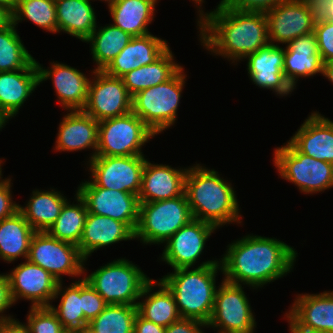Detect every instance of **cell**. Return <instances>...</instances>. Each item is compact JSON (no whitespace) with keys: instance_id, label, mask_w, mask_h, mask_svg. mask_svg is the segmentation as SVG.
Here are the masks:
<instances>
[{"instance_id":"obj_1","label":"cell","mask_w":333,"mask_h":333,"mask_svg":"<svg viewBox=\"0 0 333 333\" xmlns=\"http://www.w3.org/2000/svg\"><path fill=\"white\" fill-rule=\"evenodd\" d=\"M226 247L219 259L223 280L254 290L287 276L298 256L294 247L279 239L253 234Z\"/></svg>"},{"instance_id":"obj_2","label":"cell","mask_w":333,"mask_h":333,"mask_svg":"<svg viewBox=\"0 0 333 333\" xmlns=\"http://www.w3.org/2000/svg\"><path fill=\"white\" fill-rule=\"evenodd\" d=\"M197 26L201 46L234 65L270 43L263 12L239 11L218 4Z\"/></svg>"},{"instance_id":"obj_3","label":"cell","mask_w":333,"mask_h":333,"mask_svg":"<svg viewBox=\"0 0 333 333\" xmlns=\"http://www.w3.org/2000/svg\"><path fill=\"white\" fill-rule=\"evenodd\" d=\"M235 188L220 177L215 169H208L199 163L188 166L184 193L193 219L215 226L242 222Z\"/></svg>"},{"instance_id":"obj_4","label":"cell","mask_w":333,"mask_h":333,"mask_svg":"<svg viewBox=\"0 0 333 333\" xmlns=\"http://www.w3.org/2000/svg\"><path fill=\"white\" fill-rule=\"evenodd\" d=\"M179 268L162 276L159 280L173 294L181 318L195 319L207 324L211 318L216 276L222 273L220 261H203L196 268Z\"/></svg>"},{"instance_id":"obj_5","label":"cell","mask_w":333,"mask_h":333,"mask_svg":"<svg viewBox=\"0 0 333 333\" xmlns=\"http://www.w3.org/2000/svg\"><path fill=\"white\" fill-rule=\"evenodd\" d=\"M186 77L182 66L169 80L132 97V112L156 135L175 125Z\"/></svg>"},{"instance_id":"obj_6","label":"cell","mask_w":333,"mask_h":333,"mask_svg":"<svg viewBox=\"0 0 333 333\" xmlns=\"http://www.w3.org/2000/svg\"><path fill=\"white\" fill-rule=\"evenodd\" d=\"M139 203L134 238L144 245H164L193 219L185 193L172 199Z\"/></svg>"},{"instance_id":"obj_7","label":"cell","mask_w":333,"mask_h":333,"mask_svg":"<svg viewBox=\"0 0 333 333\" xmlns=\"http://www.w3.org/2000/svg\"><path fill=\"white\" fill-rule=\"evenodd\" d=\"M83 278L108 304L137 305L144 286L152 279L124 258L113 260Z\"/></svg>"},{"instance_id":"obj_8","label":"cell","mask_w":333,"mask_h":333,"mask_svg":"<svg viewBox=\"0 0 333 333\" xmlns=\"http://www.w3.org/2000/svg\"><path fill=\"white\" fill-rule=\"evenodd\" d=\"M273 164L280 178L294 184L303 194L333 188V164L301 153L290 141L274 150Z\"/></svg>"},{"instance_id":"obj_9","label":"cell","mask_w":333,"mask_h":333,"mask_svg":"<svg viewBox=\"0 0 333 333\" xmlns=\"http://www.w3.org/2000/svg\"><path fill=\"white\" fill-rule=\"evenodd\" d=\"M155 133L132 111L99 122L96 156L144 155L145 146Z\"/></svg>"},{"instance_id":"obj_10","label":"cell","mask_w":333,"mask_h":333,"mask_svg":"<svg viewBox=\"0 0 333 333\" xmlns=\"http://www.w3.org/2000/svg\"><path fill=\"white\" fill-rule=\"evenodd\" d=\"M27 259L49 272L57 282L63 281V275L78 278L87 272L78 246L58 240L48 232L34 233Z\"/></svg>"},{"instance_id":"obj_11","label":"cell","mask_w":333,"mask_h":333,"mask_svg":"<svg viewBox=\"0 0 333 333\" xmlns=\"http://www.w3.org/2000/svg\"><path fill=\"white\" fill-rule=\"evenodd\" d=\"M243 289L242 285L222 280L215 293L214 308L207 328L217 329V333L255 332L257 322Z\"/></svg>"},{"instance_id":"obj_12","label":"cell","mask_w":333,"mask_h":333,"mask_svg":"<svg viewBox=\"0 0 333 333\" xmlns=\"http://www.w3.org/2000/svg\"><path fill=\"white\" fill-rule=\"evenodd\" d=\"M145 155L95 156L87 162L90 180L98 187L139 195Z\"/></svg>"},{"instance_id":"obj_13","label":"cell","mask_w":333,"mask_h":333,"mask_svg":"<svg viewBox=\"0 0 333 333\" xmlns=\"http://www.w3.org/2000/svg\"><path fill=\"white\" fill-rule=\"evenodd\" d=\"M93 75V76H92ZM88 100L83 111L98 122L120 117L132 111V96L122 78L112 77L104 71H91Z\"/></svg>"},{"instance_id":"obj_14","label":"cell","mask_w":333,"mask_h":333,"mask_svg":"<svg viewBox=\"0 0 333 333\" xmlns=\"http://www.w3.org/2000/svg\"><path fill=\"white\" fill-rule=\"evenodd\" d=\"M75 193L85 202L88 213L121 221L135 231L140 204L137 195L98 187L89 179L81 182Z\"/></svg>"},{"instance_id":"obj_15","label":"cell","mask_w":333,"mask_h":333,"mask_svg":"<svg viewBox=\"0 0 333 333\" xmlns=\"http://www.w3.org/2000/svg\"><path fill=\"white\" fill-rule=\"evenodd\" d=\"M217 228L209 223L192 219L165 243L161 260L173 269L192 268L203 253L206 241Z\"/></svg>"},{"instance_id":"obj_16","label":"cell","mask_w":333,"mask_h":333,"mask_svg":"<svg viewBox=\"0 0 333 333\" xmlns=\"http://www.w3.org/2000/svg\"><path fill=\"white\" fill-rule=\"evenodd\" d=\"M265 14L271 44L288 45L295 38L314 30L312 13L306 0H285Z\"/></svg>"},{"instance_id":"obj_17","label":"cell","mask_w":333,"mask_h":333,"mask_svg":"<svg viewBox=\"0 0 333 333\" xmlns=\"http://www.w3.org/2000/svg\"><path fill=\"white\" fill-rule=\"evenodd\" d=\"M7 275L15 304L20 299L31 301L30 307L52 304L58 282L41 266L26 259Z\"/></svg>"},{"instance_id":"obj_18","label":"cell","mask_w":333,"mask_h":333,"mask_svg":"<svg viewBox=\"0 0 333 333\" xmlns=\"http://www.w3.org/2000/svg\"><path fill=\"white\" fill-rule=\"evenodd\" d=\"M38 69L39 85L51 79L57 100L67 111L83 110L88 100L90 78L84 73L64 63L51 62L50 67H42L35 60Z\"/></svg>"},{"instance_id":"obj_19","label":"cell","mask_w":333,"mask_h":333,"mask_svg":"<svg viewBox=\"0 0 333 333\" xmlns=\"http://www.w3.org/2000/svg\"><path fill=\"white\" fill-rule=\"evenodd\" d=\"M247 71L252 83L270 89L277 96H288L294 91L284 76V47L269 43L257 52L249 54Z\"/></svg>"},{"instance_id":"obj_20","label":"cell","mask_w":333,"mask_h":333,"mask_svg":"<svg viewBox=\"0 0 333 333\" xmlns=\"http://www.w3.org/2000/svg\"><path fill=\"white\" fill-rule=\"evenodd\" d=\"M99 122L83 110L67 111L58 127L55 151L74 152L91 149L89 162L96 156Z\"/></svg>"},{"instance_id":"obj_21","label":"cell","mask_w":333,"mask_h":333,"mask_svg":"<svg viewBox=\"0 0 333 333\" xmlns=\"http://www.w3.org/2000/svg\"><path fill=\"white\" fill-rule=\"evenodd\" d=\"M187 168H173L171 165L154 164L146 159L144 164L139 202H156L172 199L184 194Z\"/></svg>"},{"instance_id":"obj_22","label":"cell","mask_w":333,"mask_h":333,"mask_svg":"<svg viewBox=\"0 0 333 333\" xmlns=\"http://www.w3.org/2000/svg\"><path fill=\"white\" fill-rule=\"evenodd\" d=\"M301 153L333 164V121L313 111L289 140Z\"/></svg>"},{"instance_id":"obj_23","label":"cell","mask_w":333,"mask_h":333,"mask_svg":"<svg viewBox=\"0 0 333 333\" xmlns=\"http://www.w3.org/2000/svg\"><path fill=\"white\" fill-rule=\"evenodd\" d=\"M169 48L166 40L152 33L132 37L126 47L103 71L112 77L121 78L134 69L154 63Z\"/></svg>"},{"instance_id":"obj_24","label":"cell","mask_w":333,"mask_h":333,"mask_svg":"<svg viewBox=\"0 0 333 333\" xmlns=\"http://www.w3.org/2000/svg\"><path fill=\"white\" fill-rule=\"evenodd\" d=\"M323 62L314 32L299 36L284 47V76L293 89L298 78L322 74Z\"/></svg>"},{"instance_id":"obj_25","label":"cell","mask_w":333,"mask_h":333,"mask_svg":"<svg viewBox=\"0 0 333 333\" xmlns=\"http://www.w3.org/2000/svg\"><path fill=\"white\" fill-rule=\"evenodd\" d=\"M133 239L134 232L125 223L88 213L78 248L87 261L94 251L102 247Z\"/></svg>"},{"instance_id":"obj_26","label":"cell","mask_w":333,"mask_h":333,"mask_svg":"<svg viewBox=\"0 0 333 333\" xmlns=\"http://www.w3.org/2000/svg\"><path fill=\"white\" fill-rule=\"evenodd\" d=\"M286 313L300 326L333 332V291L298 294Z\"/></svg>"},{"instance_id":"obj_27","label":"cell","mask_w":333,"mask_h":333,"mask_svg":"<svg viewBox=\"0 0 333 333\" xmlns=\"http://www.w3.org/2000/svg\"><path fill=\"white\" fill-rule=\"evenodd\" d=\"M37 86L39 80L35 60L25 69L0 72V109L12 119Z\"/></svg>"},{"instance_id":"obj_28","label":"cell","mask_w":333,"mask_h":333,"mask_svg":"<svg viewBox=\"0 0 333 333\" xmlns=\"http://www.w3.org/2000/svg\"><path fill=\"white\" fill-rule=\"evenodd\" d=\"M155 287L159 289L154 292ZM140 298L136 305L137 313L146 320L166 328L181 319L173 294L159 279H151L144 286Z\"/></svg>"},{"instance_id":"obj_29","label":"cell","mask_w":333,"mask_h":333,"mask_svg":"<svg viewBox=\"0 0 333 333\" xmlns=\"http://www.w3.org/2000/svg\"><path fill=\"white\" fill-rule=\"evenodd\" d=\"M58 33L84 42L97 27L95 9L88 0H55Z\"/></svg>"},{"instance_id":"obj_30","label":"cell","mask_w":333,"mask_h":333,"mask_svg":"<svg viewBox=\"0 0 333 333\" xmlns=\"http://www.w3.org/2000/svg\"><path fill=\"white\" fill-rule=\"evenodd\" d=\"M158 0H116L109 8L113 25L132 37L147 35Z\"/></svg>"},{"instance_id":"obj_31","label":"cell","mask_w":333,"mask_h":333,"mask_svg":"<svg viewBox=\"0 0 333 333\" xmlns=\"http://www.w3.org/2000/svg\"><path fill=\"white\" fill-rule=\"evenodd\" d=\"M68 199L60 191L35 189L26 206L19 205V211L36 232H47L59 217Z\"/></svg>"},{"instance_id":"obj_32","label":"cell","mask_w":333,"mask_h":333,"mask_svg":"<svg viewBox=\"0 0 333 333\" xmlns=\"http://www.w3.org/2000/svg\"><path fill=\"white\" fill-rule=\"evenodd\" d=\"M35 232L19 210L0 221V259L7 263L20 257L26 260Z\"/></svg>"},{"instance_id":"obj_33","label":"cell","mask_w":333,"mask_h":333,"mask_svg":"<svg viewBox=\"0 0 333 333\" xmlns=\"http://www.w3.org/2000/svg\"><path fill=\"white\" fill-rule=\"evenodd\" d=\"M132 36L112 23L98 26L84 41L90 43L92 59L96 64L93 70L103 71L110 62L126 47Z\"/></svg>"},{"instance_id":"obj_34","label":"cell","mask_w":333,"mask_h":333,"mask_svg":"<svg viewBox=\"0 0 333 333\" xmlns=\"http://www.w3.org/2000/svg\"><path fill=\"white\" fill-rule=\"evenodd\" d=\"M170 48L154 63L134 69L122 80L129 94L133 97L138 92L169 80L182 66L174 61Z\"/></svg>"},{"instance_id":"obj_35","label":"cell","mask_w":333,"mask_h":333,"mask_svg":"<svg viewBox=\"0 0 333 333\" xmlns=\"http://www.w3.org/2000/svg\"><path fill=\"white\" fill-rule=\"evenodd\" d=\"M63 287V282H58L53 300L60 297V302L57 307L51 304L50 309L57 315L65 330L87 328L89 323L82 310V278Z\"/></svg>"},{"instance_id":"obj_36","label":"cell","mask_w":333,"mask_h":333,"mask_svg":"<svg viewBox=\"0 0 333 333\" xmlns=\"http://www.w3.org/2000/svg\"><path fill=\"white\" fill-rule=\"evenodd\" d=\"M76 204L66 201L59 217L47 231L52 237L79 245L88 210L83 199L76 193L74 195Z\"/></svg>"},{"instance_id":"obj_37","label":"cell","mask_w":333,"mask_h":333,"mask_svg":"<svg viewBox=\"0 0 333 333\" xmlns=\"http://www.w3.org/2000/svg\"><path fill=\"white\" fill-rule=\"evenodd\" d=\"M32 21L46 32L58 33L55 0H17L12 13V23Z\"/></svg>"},{"instance_id":"obj_38","label":"cell","mask_w":333,"mask_h":333,"mask_svg":"<svg viewBox=\"0 0 333 333\" xmlns=\"http://www.w3.org/2000/svg\"><path fill=\"white\" fill-rule=\"evenodd\" d=\"M136 305L108 304L89 324L92 333H134Z\"/></svg>"},{"instance_id":"obj_39","label":"cell","mask_w":333,"mask_h":333,"mask_svg":"<svg viewBox=\"0 0 333 333\" xmlns=\"http://www.w3.org/2000/svg\"><path fill=\"white\" fill-rule=\"evenodd\" d=\"M16 28L11 23L0 30V72L25 69L35 60L22 43Z\"/></svg>"},{"instance_id":"obj_40","label":"cell","mask_w":333,"mask_h":333,"mask_svg":"<svg viewBox=\"0 0 333 333\" xmlns=\"http://www.w3.org/2000/svg\"><path fill=\"white\" fill-rule=\"evenodd\" d=\"M25 323L31 333H62V327L57 315L50 307H30Z\"/></svg>"},{"instance_id":"obj_41","label":"cell","mask_w":333,"mask_h":333,"mask_svg":"<svg viewBox=\"0 0 333 333\" xmlns=\"http://www.w3.org/2000/svg\"><path fill=\"white\" fill-rule=\"evenodd\" d=\"M107 305L103 297L82 277V310L85 320L90 323Z\"/></svg>"},{"instance_id":"obj_42","label":"cell","mask_w":333,"mask_h":333,"mask_svg":"<svg viewBox=\"0 0 333 333\" xmlns=\"http://www.w3.org/2000/svg\"><path fill=\"white\" fill-rule=\"evenodd\" d=\"M318 52L323 63L333 61V20L314 26Z\"/></svg>"},{"instance_id":"obj_43","label":"cell","mask_w":333,"mask_h":333,"mask_svg":"<svg viewBox=\"0 0 333 333\" xmlns=\"http://www.w3.org/2000/svg\"><path fill=\"white\" fill-rule=\"evenodd\" d=\"M283 1L285 0H221L219 5L239 11L266 13Z\"/></svg>"},{"instance_id":"obj_44","label":"cell","mask_w":333,"mask_h":333,"mask_svg":"<svg viewBox=\"0 0 333 333\" xmlns=\"http://www.w3.org/2000/svg\"><path fill=\"white\" fill-rule=\"evenodd\" d=\"M12 178H4L0 182V221L15 214L19 210V205L12 199L11 183Z\"/></svg>"},{"instance_id":"obj_45","label":"cell","mask_w":333,"mask_h":333,"mask_svg":"<svg viewBox=\"0 0 333 333\" xmlns=\"http://www.w3.org/2000/svg\"><path fill=\"white\" fill-rule=\"evenodd\" d=\"M15 302L11 294V288L7 273L0 274V323L14 319L13 315L5 314Z\"/></svg>"},{"instance_id":"obj_46","label":"cell","mask_w":333,"mask_h":333,"mask_svg":"<svg viewBox=\"0 0 333 333\" xmlns=\"http://www.w3.org/2000/svg\"><path fill=\"white\" fill-rule=\"evenodd\" d=\"M310 6L313 24L328 22L331 17V5L333 0H306Z\"/></svg>"},{"instance_id":"obj_47","label":"cell","mask_w":333,"mask_h":333,"mask_svg":"<svg viewBox=\"0 0 333 333\" xmlns=\"http://www.w3.org/2000/svg\"><path fill=\"white\" fill-rule=\"evenodd\" d=\"M206 324L195 319L181 318L165 328V333H204Z\"/></svg>"},{"instance_id":"obj_48","label":"cell","mask_w":333,"mask_h":333,"mask_svg":"<svg viewBox=\"0 0 333 333\" xmlns=\"http://www.w3.org/2000/svg\"><path fill=\"white\" fill-rule=\"evenodd\" d=\"M134 333H165V328L146 320L137 313L134 323Z\"/></svg>"},{"instance_id":"obj_49","label":"cell","mask_w":333,"mask_h":333,"mask_svg":"<svg viewBox=\"0 0 333 333\" xmlns=\"http://www.w3.org/2000/svg\"><path fill=\"white\" fill-rule=\"evenodd\" d=\"M0 333H31L29 327L14 318L0 323Z\"/></svg>"},{"instance_id":"obj_50","label":"cell","mask_w":333,"mask_h":333,"mask_svg":"<svg viewBox=\"0 0 333 333\" xmlns=\"http://www.w3.org/2000/svg\"><path fill=\"white\" fill-rule=\"evenodd\" d=\"M284 316V318H286L287 322L289 323L288 327L291 333H333L300 327L287 313H285Z\"/></svg>"},{"instance_id":"obj_51","label":"cell","mask_w":333,"mask_h":333,"mask_svg":"<svg viewBox=\"0 0 333 333\" xmlns=\"http://www.w3.org/2000/svg\"><path fill=\"white\" fill-rule=\"evenodd\" d=\"M11 23H12V13L3 6H0V30L5 29Z\"/></svg>"},{"instance_id":"obj_52","label":"cell","mask_w":333,"mask_h":333,"mask_svg":"<svg viewBox=\"0 0 333 333\" xmlns=\"http://www.w3.org/2000/svg\"><path fill=\"white\" fill-rule=\"evenodd\" d=\"M322 75L326 77L331 83H333V61L323 64Z\"/></svg>"},{"instance_id":"obj_53","label":"cell","mask_w":333,"mask_h":333,"mask_svg":"<svg viewBox=\"0 0 333 333\" xmlns=\"http://www.w3.org/2000/svg\"><path fill=\"white\" fill-rule=\"evenodd\" d=\"M159 1V0H158ZM192 2L195 3V6L197 4V13H199L198 18H197V24L200 23L202 21V19L209 13V12H204V10H202V3L204 2V0H192Z\"/></svg>"},{"instance_id":"obj_54","label":"cell","mask_w":333,"mask_h":333,"mask_svg":"<svg viewBox=\"0 0 333 333\" xmlns=\"http://www.w3.org/2000/svg\"><path fill=\"white\" fill-rule=\"evenodd\" d=\"M16 2L17 0H0V6H3L13 13Z\"/></svg>"},{"instance_id":"obj_55","label":"cell","mask_w":333,"mask_h":333,"mask_svg":"<svg viewBox=\"0 0 333 333\" xmlns=\"http://www.w3.org/2000/svg\"><path fill=\"white\" fill-rule=\"evenodd\" d=\"M9 117L0 109V131L6 126V123L9 122Z\"/></svg>"},{"instance_id":"obj_56","label":"cell","mask_w":333,"mask_h":333,"mask_svg":"<svg viewBox=\"0 0 333 333\" xmlns=\"http://www.w3.org/2000/svg\"><path fill=\"white\" fill-rule=\"evenodd\" d=\"M76 333H92L89 328H84V329H76Z\"/></svg>"},{"instance_id":"obj_57","label":"cell","mask_w":333,"mask_h":333,"mask_svg":"<svg viewBox=\"0 0 333 333\" xmlns=\"http://www.w3.org/2000/svg\"><path fill=\"white\" fill-rule=\"evenodd\" d=\"M88 1H93V0H88ZM97 1V0H96ZM99 1V0H98ZM100 1H104L105 3H107L108 4V7H110L116 0H100ZM94 2H95V0H94Z\"/></svg>"},{"instance_id":"obj_58","label":"cell","mask_w":333,"mask_h":333,"mask_svg":"<svg viewBox=\"0 0 333 333\" xmlns=\"http://www.w3.org/2000/svg\"><path fill=\"white\" fill-rule=\"evenodd\" d=\"M2 163H3V160L0 159V182H2L4 179H3V174H2Z\"/></svg>"},{"instance_id":"obj_59","label":"cell","mask_w":333,"mask_h":333,"mask_svg":"<svg viewBox=\"0 0 333 333\" xmlns=\"http://www.w3.org/2000/svg\"><path fill=\"white\" fill-rule=\"evenodd\" d=\"M62 333H76V330H64Z\"/></svg>"},{"instance_id":"obj_60","label":"cell","mask_w":333,"mask_h":333,"mask_svg":"<svg viewBox=\"0 0 333 333\" xmlns=\"http://www.w3.org/2000/svg\"><path fill=\"white\" fill-rule=\"evenodd\" d=\"M331 17H332V20H333V2H332V5H331Z\"/></svg>"}]
</instances>
